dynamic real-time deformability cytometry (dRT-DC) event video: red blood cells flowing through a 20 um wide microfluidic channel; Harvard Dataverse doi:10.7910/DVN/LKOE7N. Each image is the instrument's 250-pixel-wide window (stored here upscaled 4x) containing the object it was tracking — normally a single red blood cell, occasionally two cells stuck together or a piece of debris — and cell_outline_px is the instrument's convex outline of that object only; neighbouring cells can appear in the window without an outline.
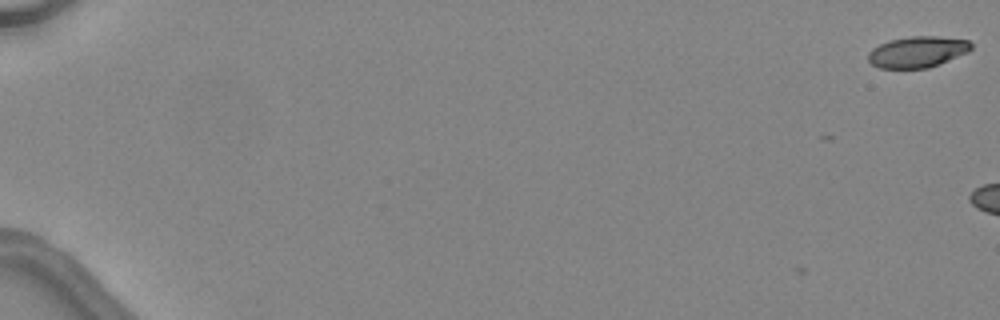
{"species": "common noctule bat (a hibernating species)", "species_latin": "Nyctalus noctula", "temperature_condition": "warm", "stored_images_in_passage": 7, "camera_frame_rate_fps": 3000, "um_per_image_px": 0.085, "animal": {"sex": "female", "body_mass_g": 24.6, "forearm_length_mm": 56.2}, "frame": {"image": 1, "passage_image": 1, "time_ms": 0.0, "image_size_px": [1000, 320], "cell_outline_px": [[972, 48], [968, 52], [940, 64], [928, 68], [880, 68], [872, 64], [868, 60], [868, 52], [872, 48], [888, 40], [908, 36], [936, 36], [968, 40], [972, 44]], "centroid_in_image_um": [77.98, 4.4], "position_along_channel_um": 7.0, "area_um2": 18.79}}